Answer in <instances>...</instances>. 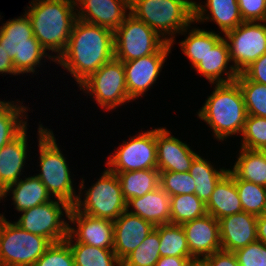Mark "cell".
I'll return each mask as SVG.
<instances>
[{
  "label": "cell",
  "mask_w": 266,
  "mask_h": 266,
  "mask_svg": "<svg viewBox=\"0 0 266 266\" xmlns=\"http://www.w3.org/2000/svg\"><path fill=\"white\" fill-rule=\"evenodd\" d=\"M114 31L77 18L61 56L55 60L81 84L114 58Z\"/></svg>",
  "instance_id": "cell-1"
},
{
  "label": "cell",
  "mask_w": 266,
  "mask_h": 266,
  "mask_svg": "<svg viewBox=\"0 0 266 266\" xmlns=\"http://www.w3.org/2000/svg\"><path fill=\"white\" fill-rule=\"evenodd\" d=\"M75 3V0H33L29 10H25L34 37L46 51L57 53L55 60L64 52L77 20Z\"/></svg>",
  "instance_id": "cell-2"
},
{
  "label": "cell",
  "mask_w": 266,
  "mask_h": 266,
  "mask_svg": "<svg viewBox=\"0 0 266 266\" xmlns=\"http://www.w3.org/2000/svg\"><path fill=\"white\" fill-rule=\"evenodd\" d=\"M197 114L212 128L218 141H223L233 134H241L247 111L239 84L236 81L216 84Z\"/></svg>",
  "instance_id": "cell-3"
},
{
  "label": "cell",
  "mask_w": 266,
  "mask_h": 266,
  "mask_svg": "<svg viewBox=\"0 0 266 266\" xmlns=\"http://www.w3.org/2000/svg\"><path fill=\"white\" fill-rule=\"evenodd\" d=\"M129 12L171 45L174 34L183 35L195 22L194 5L188 0H130Z\"/></svg>",
  "instance_id": "cell-4"
},
{
  "label": "cell",
  "mask_w": 266,
  "mask_h": 266,
  "mask_svg": "<svg viewBox=\"0 0 266 266\" xmlns=\"http://www.w3.org/2000/svg\"><path fill=\"white\" fill-rule=\"evenodd\" d=\"M0 44L13 60V66L18 74L33 73L39 67L43 58L55 62V55H47L46 50L34 37L31 20L25 13L11 19L0 27Z\"/></svg>",
  "instance_id": "cell-5"
},
{
  "label": "cell",
  "mask_w": 266,
  "mask_h": 266,
  "mask_svg": "<svg viewBox=\"0 0 266 266\" xmlns=\"http://www.w3.org/2000/svg\"><path fill=\"white\" fill-rule=\"evenodd\" d=\"M38 136L41 172L36 176L46 186L51 196L73 206L78 195L73 189L70 168L56 143V138L52 130L43 127L42 124L38 128Z\"/></svg>",
  "instance_id": "cell-6"
},
{
  "label": "cell",
  "mask_w": 266,
  "mask_h": 266,
  "mask_svg": "<svg viewBox=\"0 0 266 266\" xmlns=\"http://www.w3.org/2000/svg\"><path fill=\"white\" fill-rule=\"evenodd\" d=\"M80 185V193L73 205L78 212L114 222L127 210L118 176L109 169L106 168L98 181L85 190L84 201L80 195L85 188L84 180H81Z\"/></svg>",
  "instance_id": "cell-7"
},
{
  "label": "cell",
  "mask_w": 266,
  "mask_h": 266,
  "mask_svg": "<svg viewBox=\"0 0 266 266\" xmlns=\"http://www.w3.org/2000/svg\"><path fill=\"white\" fill-rule=\"evenodd\" d=\"M51 244L0 214V266H33Z\"/></svg>",
  "instance_id": "cell-8"
},
{
  "label": "cell",
  "mask_w": 266,
  "mask_h": 266,
  "mask_svg": "<svg viewBox=\"0 0 266 266\" xmlns=\"http://www.w3.org/2000/svg\"><path fill=\"white\" fill-rule=\"evenodd\" d=\"M114 42V58L122 62L157 53L167 43L131 13L114 31Z\"/></svg>",
  "instance_id": "cell-9"
},
{
  "label": "cell",
  "mask_w": 266,
  "mask_h": 266,
  "mask_svg": "<svg viewBox=\"0 0 266 266\" xmlns=\"http://www.w3.org/2000/svg\"><path fill=\"white\" fill-rule=\"evenodd\" d=\"M79 86L83 91L87 90L89 96L93 95L96 103L106 111L131 101L126 88L123 62L115 58L102 65Z\"/></svg>",
  "instance_id": "cell-10"
},
{
  "label": "cell",
  "mask_w": 266,
  "mask_h": 266,
  "mask_svg": "<svg viewBox=\"0 0 266 266\" xmlns=\"http://www.w3.org/2000/svg\"><path fill=\"white\" fill-rule=\"evenodd\" d=\"M71 207L63 200L52 199L45 204L22 211L23 214L15 223L30 233L47 238L51 243L61 242L68 237L69 229V224L62 216L65 212L68 218Z\"/></svg>",
  "instance_id": "cell-11"
},
{
  "label": "cell",
  "mask_w": 266,
  "mask_h": 266,
  "mask_svg": "<svg viewBox=\"0 0 266 266\" xmlns=\"http://www.w3.org/2000/svg\"><path fill=\"white\" fill-rule=\"evenodd\" d=\"M223 36L238 74L266 53V21L243 22Z\"/></svg>",
  "instance_id": "cell-12"
},
{
  "label": "cell",
  "mask_w": 266,
  "mask_h": 266,
  "mask_svg": "<svg viewBox=\"0 0 266 266\" xmlns=\"http://www.w3.org/2000/svg\"><path fill=\"white\" fill-rule=\"evenodd\" d=\"M123 141L106 162L111 172L157 169L155 129Z\"/></svg>",
  "instance_id": "cell-13"
},
{
  "label": "cell",
  "mask_w": 266,
  "mask_h": 266,
  "mask_svg": "<svg viewBox=\"0 0 266 266\" xmlns=\"http://www.w3.org/2000/svg\"><path fill=\"white\" fill-rule=\"evenodd\" d=\"M171 48L167 42L157 53L123 62L130 100L141 97L156 82Z\"/></svg>",
  "instance_id": "cell-14"
},
{
  "label": "cell",
  "mask_w": 266,
  "mask_h": 266,
  "mask_svg": "<svg viewBox=\"0 0 266 266\" xmlns=\"http://www.w3.org/2000/svg\"><path fill=\"white\" fill-rule=\"evenodd\" d=\"M68 219L76 225H69L67 243H82L102 249H113L114 223L107 219L89 216L70 208ZM75 242H74V240Z\"/></svg>",
  "instance_id": "cell-15"
},
{
  "label": "cell",
  "mask_w": 266,
  "mask_h": 266,
  "mask_svg": "<svg viewBox=\"0 0 266 266\" xmlns=\"http://www.w3.org/2000/svg\"><path fill=\"white\" fill-rule=\"evenodd\" d=\"M155 139L159 172H189L193 160L199 154L180 139L170 135L166 128H155Z\"/></svg>",
  "instance_id": "cell-16"
},
{
  "label": "cell",
  "mask_w": 266,
  "mask_h": 266,
  "mask_svg": "<svg viewBox=\"0 0 266 266\" xmlns=\"http://www.w3.org/2000/svg\"><path fill=\"white\" fill-rule=\"evenodd\" d=\"M182 227L192 258H206L222 250L219 222L210 214L185 222Z\"/></svg>",
  "instance_id": "cell-17"
},
{
  "label": "cell",
  "mask_w": 266,
  "mask_h": 266,
  "mask_svg": "<svg viewBox=\"0 0 266 266\" xmlns=\"http://www.w3.org/2000/svg\"><path fill=\"white\" fill-rule=\"evenodd\" d=\"M77 18L115 31L129 15L130 0H75ZM79 2V3H78ZM80 5V6H79Z\"/></svg>",
  "instance_id": "cell-18"
},
{
  "label": "cell",
  "mask_w": 266,
  "mask_h": 266,
  "mask_svg": "<svg viewBox=\"0 0 266 266\" xmlns=\"http://www.w3.org/2000/svg\"><path fill=\"white\" fill-rule=\"evenodd\" d=\"M113 250L122 261L135 250L155 229V226L138 215L124 211L114 222Z\"/></svg>",
  "instance_id": "cell-19"
},
{
  "label": "cell",
  "mask_w": 266,
  "mask_h": 266,
  "mask_svg": "<svg viewBox=\"0 0 266 266\" xmlns=\"http://www.w3.org/2000/svg\"><path fill=\"white\" fill-rule=\"evenodd\" d=\"M221 248L235 252L257 241V216L241 212L218 220Z\"/></svg>",
  "instance_id": "cell-20"
},
{
  "label": "cell",
  "mask_w": 266,
  "mask_h": 266,
  "mask_svg": "<svg viewBox=\"0 0 266 266\" xmlns=\"http://www.w3.org/2000/svg\"><path fill=\"white\" fill-rule=\"evenodd\" d=\"M229 62V48L223 37L214 48H209L203 60L199 62L194 69L197 73L209 80L211 84L231 83L236 80L238 73L233 65H230L229 69L227 68ZM223 73L226 78L223 77Z\"/></svg>",
  "instance_id": "cell-21"
},
{
  "label": "cell",
  "mask_w": 266,
  "mask_h": 266,
  "mask_svg": "<svg viewBox=\"0 0 266 266\" xmlns=\"http://www.w3.org/2000/svg\"><path fill=\"white\" fill-rule=\"evenodd\" d=\"M27 127L0 153V193L9 185L16 183L27 158Z\"/></svg>",
  "instance_id": "cell-22"
},
{
  "label": "cell",
  "mask_w": 266,
  "mask_h": 266,
  "mask_svg": "<svg viewBox=\"0 0 266 266\" xmlns=\"http://www.w3.org/2000/svg\"><path fill=\"white\" fill-rule=\"evenodd\" d=\"M126 206L129 213L140 216L154 226L170 223V196L160 186L142 197L131 198ZM131 206L134 211H129Z\"/></svg>",
  "instance_id": "cell-23"
},
{
  "label": "cell",
  "mask_w": 266,
  "mask_h": 266,
  "mask_svg": "<svg viewBox=\"0 0 266 266\" xmlns=\"http://www.w3.org/2000/svg\"><path fill=\"white\" fill-rule=\"evenodd\" d=\"M200 4L196 3L194 5V18L196 23L209 19L210 21L213 20L221 29V33L226 34L244 22L237 0H207L205 5ZM205 7L208 9L210 15L209 13L207 14Z\"/></svg>",
  "instance_id": "cell-24"
},
{
  "label": "cell",
  "mask_w": 266,
  "mask_h": 266,
  "mask_svg": "<svg viewBox=\"0 0 266 266\" xmlns=\"http://www.w3.org/2000/svg\"><path fill=\"white\" fill-rule=\"evenodd\" d=\"M206 209L217 220L243 212L235 178L229 171L218 181L206 203Z\"/></svg>",
  "instance_id": "cell-25"
},
{
  "label": "cell",
  "mask_w": 266,
  "mask_h": 266,
  "mask_svg": "<svg viewBox=\"0 0 266 266\" xmlns=\"http://www.w3.org/2000/svg\"><path fill=\"white\" fill-rule=\"evenodd\" d=\"M10 191H12L13 204L18 212L45 204L51 201V197H53L36 175L27 177L25 180L19 179L16 183L7 186L0 193V201L3 197H7L6 195Z\"/></svg>",
  "instance_id": "cell-26"
},
{
  "label": "cell",
  "mask_w": 266,
  "mask_h": 266,
  "mask_svg": "<svg viewBox=\"0 0 266 266\" xmlns=\"http://www.w3.org/2000/svg\"><path fill=\"white\" fill-rule=\"evenodd\" d=\"M229 172L235 179L266 187V151L240 148L239 157Z\"/></svg>",
  "instance_id": "cell-27"
},
{
  "label": "cell",
  "mask_w": 266,
  "mask_h": 266,
  "mask_svg": "<svg viewBox=\"0 0 266 266\" xmlns=\"http://www.w3.org/2000/svg\"><path fill=\"white\" fill-rule=\"evenodd\" d=\"M113 173L118 176L123 198L126 202L131 198L142 197L160 186V172L158 169Z\"/></svg>",
  "instance_id": "cell-28"
},
{
  "label": "cell",
  "mask_w": 266,
  "mask_h": 266,
  "mask_svg": "<svg viewBox=\"0 0 266 266\" xmlns=\"http://www.w3.org/2000/svg\"><path fill=\"white\" fill-rule=\"evenodd\" d=\"M228 171L229 169L224 168H220L218 171L209 161L198 155L189 169V173L195 181V195L206 204L218 181Z\"/></svg>",
  "instance_id": "cell-29"
},
{
  "label": "cell",
  "mask_w": 266,
  "mask_h": 266,
  "mask_svg": "<svg viewBox=\"0 0 266 266\" xmlns=\"http://www.w3.org/2000/svg\"><path fill=\"white\" fill-rule=\"evenodd\" d=\"M14 104V101L0 100V148L16 138L28 124L24 121L26 106ZM23 117V119H22Z\"/></svg>",
  "instance_id": "cell-30"
},
{
  "label": "cell",
  "mask_w": 266,
  "mask_h": 266,
  "mask_svg": "<svg viewBox=\"0 0 266 266\" xmlns=\"http://www.w3.org/2000/svg\"><path fill=\"white\" fill-rule=\"evenodd\" d=\"M189 35L182 40L179 45L182 52L188 57L192 63V68L203 60L209 48L214 46L223 38L221 35L213 31H205L203 29H191Z\"/></svg>",
  "instance_id": "cell-31"
},
{
  "label": "cell",
  "mask_w": 266,
  "mask_h": 266,
  "mask_svg": "<svg viewBox=\"0 0 266 266\" xmlns=\"http://www.w3.org/2000/svg\"><path fill=\"white\" fill-rule=\"evenodd\" d=\"M206 214V204L195 194H181L170 197V223L172 224L182 225Z\"/></svg>",
  "instance_id": "cell-32"
},
{
  "label": "cell",
  "mask_w": 266,
  "mask_h": 266,
  "mask_svg": "<svg viewBox=\"0 0 266 266\" xmlns=\"http://www.w3.org/2000/svg\"><path fill=\"white\" fill-rule=\"evenodd\" d=\"M75 266H121L113 249H102L82 243H68Z\"/></svg>",
  "instance_id": "cell-33"
},
{
  "label": "cell",
  "mask_w": 266,
  "mask_h": 266,
  "mask_svg": "<svg viewBox=\"0 0 266 266\" xmlns=\"http://www.w3.org/2000/svg\"><path fill=\"white\" fill-rule=\"evenodd\" d=\"M159 239L161 257H191L182 225L172 223L159 225Z\"/></svg>",
  "instance_id": "cell-34"
},
{
  "label": "cell",
  "mask_w": 266,
  "mask_h": 266,
  "mask_svg": "<svg viewBox=\"0 0 266 266\" xmlns=\"http://www.w3.org/2000/svg\"><path fill=\"white\" fill-rule=\"evenodd\" d=\"M159 225L155 226L141 244L128 254L121 266H155L160 259Z\"/></svg>",
  "instance_id": "cell-35"
},
{
  "label": "cell",
  "mask_w": 266,
  "mask_h": 266,
  "mask_svg": "<svg viewBox=\"0 0 266 266\" xmlns=\"http://www.w3.org/2000/svg\"><path fill=\"white\" fill-rule=\"evenodd\" d=\"M243 212L261 216L266 213V187L246 180L235 179Z\"/></svg>",
  "instance_id": "cell-36"
},
{
  "label": "cell",
  "mask_w": 266,
  "mask_h": 266,
  "mask_svg": "<svg viewBox=\"0 0 266 266\" xmlns=\"http://www.w3.org/2000/svg\"><path fill=\"white\" fill-rule=\"evenodd\" d=\"M235 81L242 90L247 115L266 118V85L249 80L243 73Z\"/></svg>",
  "instance_id": "cell-37"
},
{
  "label": "cell",
  "mask_w": 266,
  "mask_h": 266,
  "mask_svg": "<svg viewBox=\"0 0 266 266\" xmlns=\"http://www.w3.org/2000/svg\"><path fill=\"white\" fill-rule=\"evenodd\" d=\"M241 134L242 148L266 151V118L247 115Z\"/></svg>",
  "instance_id": "cell-38"
},
{
  "label": "cell",
  "mask_w": 266,
  "mask_h": 266,
  "mask_svg": "<svg viewBox=\"0 0 266 266\" xmlns=\"http://www.w3.org/2000/svg\"><path fill=\"white\" fill-rule=\"evenodd\" d=\"M160 187L171 197L195 194V181L189 172H160Z\"/></svg>",
  "instance_id": "cell-39"
},
{
  "label": "cell",
  "mask_w": 266,
  "mask_h": 266,
  "mask_svg": "<svg viewBox=\"0 0 266 266\" xmlns=\"http://www.w3.org/2000/svg\"><path fill=\"white\" fill-rule=\"evenodd\" d=\"M33 266H75L69 244L65 240L52 243Z\"/></svg>",
  "instance_id": "cell-40"
},
{
  "label": "cell",
  "mask_w": 266,
  "mask_h": 266,
  "mask_svg": "<svg viewBox=\"0 0 266 266\" xmlns=\"http://www.w3.org/2000/svg\"><path fill=\"white\" fill-rule=\"evenodd\" d=\"M233 253L240 266H266V244L259 240Z\"/></svg>",
  "instance_id": "cell-41"
},
{
  "label": "cell",
  "mask_w": 266,
  "mask_h": 266,
  "mask_svg": "<svg viewBox=\"0 0 266 266\" xmlns=\"http://www.w3.org/2000/svg\"><path fill=\"white\" fill-rule=\"evenodd\" d=\"M244 22L266 21V0H237Z\"/></svg>",
  "instance_id": "cell-42"
},
{
  "label": "cell",
  "mask_w": 266,
  "mask_h": 266,
  "mask_svg": "<svg viewBox=\"0 0 266 266\" xmlns=\"http://www.w3.org/2000/svg\"><path fill=\"white\" fill-rule=\"evenodd\" d=\"M249 80L266 85V53L242 72Z\"/></svg>",
  "instance_id": "cell-43"
},
{
  "label": "cell",
  "mask_w": 266,
  "mask_h": 266,
  "mask_svg": "<svg viewBox=\"0 0 266 266\" xmlns=\"http://www.w3.org/2000/svg\"><path fill=\"white\" fill-rule=\"evenodd\" d=\"M210 266H240L233 252L220 250L206 257Z\"/></svg>",
  "instance_id": "cell-44"
},
{
  "label": "cell",
  "mask_w": 266,
  "mask_h": 266,
  "mask_svg": "<svg viewBox=\"0 0 266 266\" xmlns=\"http://www.w3.org/2000/svg\"><path fill=\"white\" fill-rule=\"evenodd\" d=\"M0 73H9L13 75H19L13 66V60L3 49V46L0 44Z\"/></svg>",
  "instance_id": "cell-45"
},
{
  "label": "cell",
  "mask_w": 266,
  "mask_h": 266,
  "mask_svg": "<svg viewBox=\"0 0 266 266\" xmlns=\"http://www.w3.org/2000/svg\"><path fill=\"white\" fill-rule=\"evenodd\" d=\"M192 257H160L155 266H188Z\"/></svg>",
  "instance_id": "cell-46"
},
{
  "label": "cell",
  "mask_w": 266,
  "mask_h": 266,
  "mask_svg": "<svg viewBox=\"0 0 266 266\" xmlns=\"http://www.w3.org/2000/svg\"><path fill=\"white\" fill-rule=\"evenodd\" d=\"M257 239L266 244V214L257 216Z\"/></svg>",
  "instance_id": "cell-47"
},
{
  "label": "cell",
  "mask_w": 266,
  "mask_h": 266,
  "mask_svg": "<svg viewBox=\"0 0 266 266\" xmlns=\"http://www.w3.org/2000/svg\"><path fill=\"white\" fill-rule=\"evenodd\" d=\"M188 266H210L206 258H191Z\"/></svg>",
  "instance_id": "cell-48"
},
{
  "label": "cell",
  "mask_w": 266,
  "mask_h": 266,
  "mask_svg": "<svg viewBox=\"0 0 266 266\" xmlns=\"http://www.w3.org/2000/svg\"><path fill=\"white\" fill-rule=\"evenodd\" d=\"M188 1H190L193 5H195L197 2H195V1H191V0H188Z\"/></svg>",
  "instance_id": "cell-49"
}]
</instances>
